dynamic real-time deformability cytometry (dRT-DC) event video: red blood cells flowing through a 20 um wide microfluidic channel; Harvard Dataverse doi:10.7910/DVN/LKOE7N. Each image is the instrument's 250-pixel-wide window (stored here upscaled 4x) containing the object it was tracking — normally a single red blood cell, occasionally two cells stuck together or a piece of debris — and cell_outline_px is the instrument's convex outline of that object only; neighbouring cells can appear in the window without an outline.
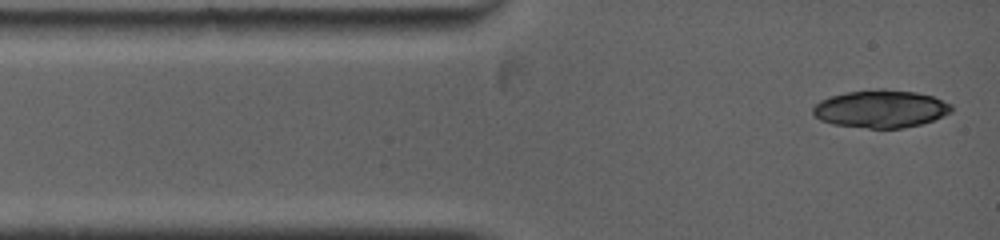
{"species": "common noctule bat (a hibernating species)", "species_latin": "Nyctalus noctula", "temperature_condition": "warm", "stored_images_in_passage": 4, "camera_frame_rate_fps": 5000, "um_per_image_px": 0.085, "animal": {"sex": "female", "body_mass_g": 19.0, "forearm_length_mm": 53.3}, "frame": {"image": 1, "passage_image": 1, "time_ms": 0.0, "image_size_px": [1000, 240], "cell_outline_px": [[952, 112], [932, 120], [920, 124], [904, 128], [868, 128], [832, 124], [820, 120], [812, 112], [812, 108], [820, 100], [832, 96], [848, 92], [880, 88], [884, 88], [916, 92], [932, 96], [952, 104]], "centroid_in_image_um": [74.87, 9.25], "position_along_channel_um": 10.1, "area_um2": 30.4}}